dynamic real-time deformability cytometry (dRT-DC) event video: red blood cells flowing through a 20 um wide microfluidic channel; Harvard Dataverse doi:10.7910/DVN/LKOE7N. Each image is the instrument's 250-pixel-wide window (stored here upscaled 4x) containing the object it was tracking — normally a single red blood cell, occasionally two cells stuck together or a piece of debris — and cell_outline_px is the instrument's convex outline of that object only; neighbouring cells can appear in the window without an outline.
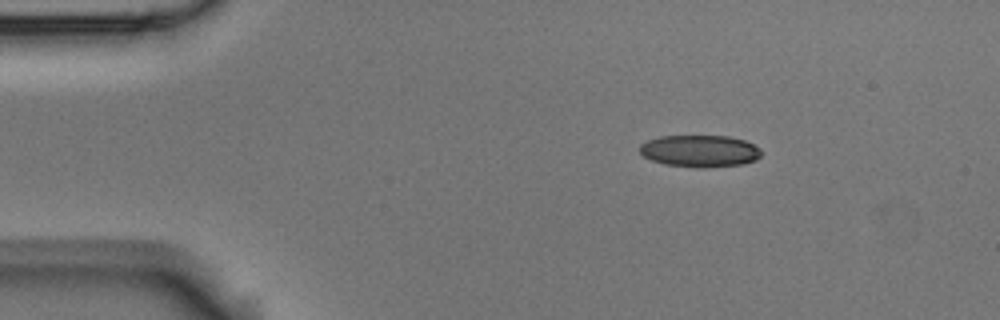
{"species": "Egyptian fruit bat (a non-hibernating species)", "species_latin": "Rousettus aegyptiacus", "temperature_condition": "room temperature", "stored_images_in_passage": 3, "camera_frame_rate_fps": 3000, "um_per_image_px": 0.085, "animal": {"sex": "male"}, "frame": {"image": 1, "passage_image": 1, "time_ms": 0.0, "image_size_px": [1000, 320], "cell_outline_px": [[760, 156], [756, 160], [744, 164], [664, 164], [652, 160], [644, 156], [640, 152], [640, 144], [648, 140], [660, 136], [728, 136], [744, 140], [760, 148]], "centroid_in_image_um": [59.47, 12.77], "position_along_channel_um": 25.5, "area_um2": 21.44}}